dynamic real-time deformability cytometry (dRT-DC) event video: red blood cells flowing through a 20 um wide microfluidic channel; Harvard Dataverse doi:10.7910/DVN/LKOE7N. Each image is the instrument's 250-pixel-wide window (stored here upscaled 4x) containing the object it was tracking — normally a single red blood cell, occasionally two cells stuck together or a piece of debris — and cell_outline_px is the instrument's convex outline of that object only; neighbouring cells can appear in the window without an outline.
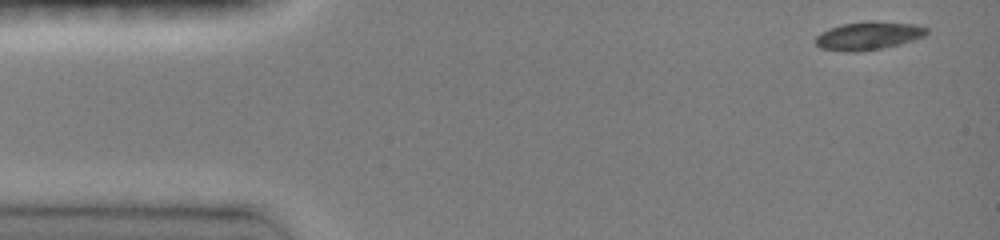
{"species": "common noctule bat (a hibernating species)", "species_latin": "Nyctalus noctula", "temperature_condition": "room temperature", "stored_images_in_passage": 42, "camera_frame_rate_fps": 3000, "um_per_image_px": 0.085, "animal": {"sex": "female", "body_mass_g": 19.0, "forearm_length_mm": 51.5}, "frame": {"image": 1, "passage_image": 1, "time_ms": 0.0, "image_size_px": [1000, 240], "cell_outline_px": [[928, 32], [924, 36], [900, 44], [884, 48], [856, 52], [844, 52], [820, 48], [816, 44], [816, 36], [820, 32], [828, 28], [840, 24], [868, 20], [872, 20], [916, 24], [928, 28]], "centroid_in_image_um": [73.8, 3.03], "position_along_channel_um": 11.2, "area_um2": 18.61}}
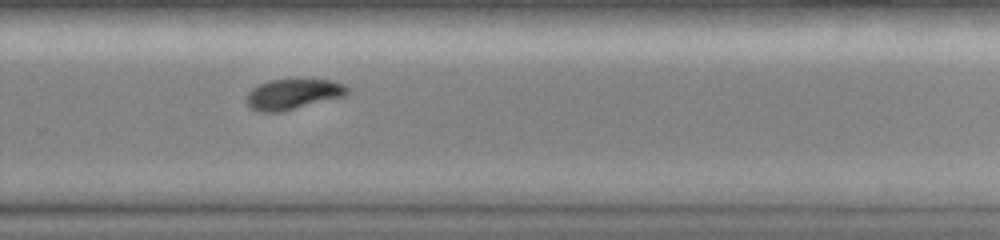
{"frame": {"image": 2, "passage_image": 30, "time_ms": 9.667, "image_size_px": [1000, 240], "cell_outline_px": [[348, 92], [344, 96], [284, 112], [260, 112], [252, 108], [248, 104], [248, 92], [252, 88], [260, 84], [272, 80], [332, 80], [344, 84], [348, 88]], "centroid_in_image_um": [24.93, 8.02], "position_along_channel_um": 304.9, "area_um2": 17.69}}
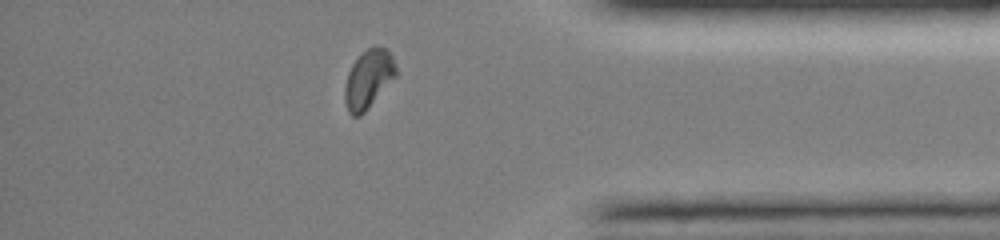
{"frame": {"image": 3, "passage_image": 38, "time_ms": 12.333, "image_size_px": [1000, 240], "cell_outline_px": [[396, 76], [368, 108], [360, 116], [352, 116], [348, 112], [344, 100], [344, 88], [348, 72], [352, 64], [368, 48], [376, 44], [384, 48], [392, 56], [396, 64]], "centroid_in_image_um": [31.3, 6.72], "position_along_channel_um": 403.9, "area_um2": 17.34}, "authors_computed_cell_mechanics": {"area_um2": 18.6694, "velocity_mm_per_s": 4.1108, "shape_relaxation_time_tau1_ms": 2.7009, "shape_relaxation_time_tau2_ms": null, "deformation_change_tau1": 0.1296, "deformation_change_tau2": null}}